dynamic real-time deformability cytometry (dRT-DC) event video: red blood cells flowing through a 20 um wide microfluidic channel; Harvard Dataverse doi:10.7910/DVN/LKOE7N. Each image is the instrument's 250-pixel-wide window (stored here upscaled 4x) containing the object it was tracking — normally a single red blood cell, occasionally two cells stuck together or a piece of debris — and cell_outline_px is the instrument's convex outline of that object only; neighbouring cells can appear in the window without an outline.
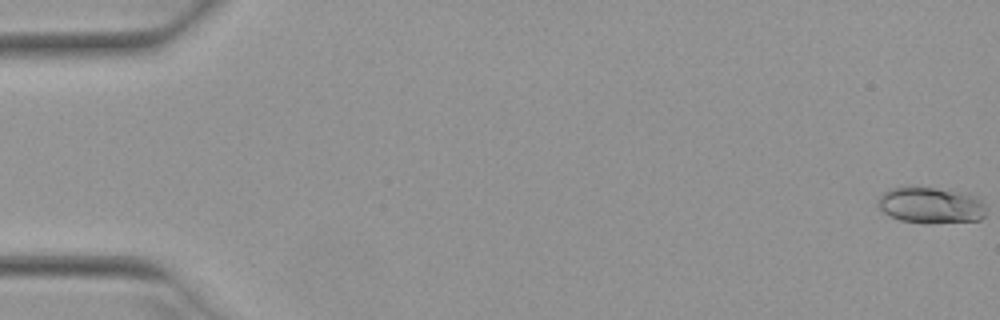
{"species": "Egyptian fruit bat (a non-hibernating species)", "species_latin": "Rousettus aegyptiacus", "temperature_condition": "warm", "stored_images_in_passage": 54, "camera_frame_rate_fps": 3000, "um_per_image_px": 0.085, "animal": {"sex": "female"}, "frame": {"image": 1, "passage_image": 1, "time_ms": 0.0, "image_size_px": [1000, 320], "cell_outline_px": [[984, 216], [980, 220], [900, 220], [884, 212], [880, 208], [880, 196], [884, 192], [892, 188], [932, 188], [976, 196], [984, 204]], "centroid_in_image_um": [79.12, 17.41], "position_along_channel_um": 5.9, "area_um2": 20.98}}
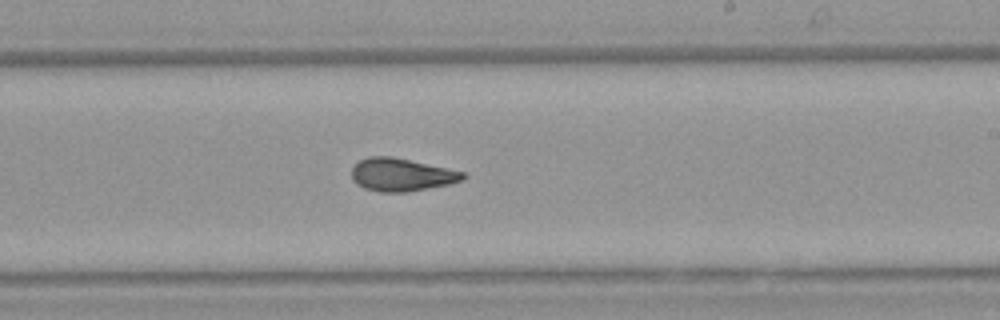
{"frame": {"image": 2, "passage_image": 32, "time_ms": 10.333, "image_size_px": [1000, 320], "cell_outline_px": [[468, 176], [464, 180], [448, 184], [408, 192], [380, 192], [364, 188], [356, 184], [352, 180], [352, 168], [360, 160], [368, 156], [392, 156], [464, 172]], "centroid_in_image_um": [34.11, 14.85], "position_along_channel_um": 254.9, "area_um2": 21.33}}
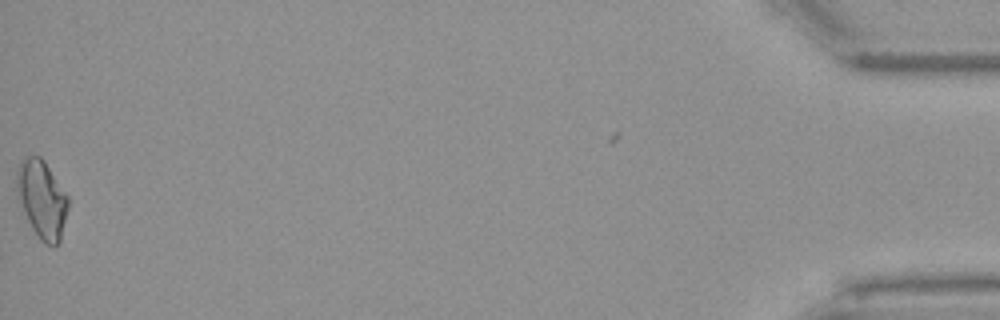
{"frame": {"image": 3, "passage_image": 53, "time_ms": 17.333, "image_size_px": [1000, 320], "cell_outline_px": [[68, 208], [60, 244], [44, 244], [40, 240], [32, 228], [20, 204], [16, 188], [16, 172], [20, 160], [28, 156], [40, 156], [44, 160], [68, 196]], "centroid_in_image_um": [3.56, 16.92], "position_along_channel_um": 431.6, "area_um2": 23.29}, "authors_computed_cell_mechanics": {"area_um2": 21.097, "velocity_mm_per_s": 3.9473, "shape_relaxation_time_tau1_ms": 9.7748, "shape_relaxation_time_tau2_ms": 2.5328, "deformation_change_tau1": 0.2225, "deformation_change_tau2": 0.0702}}